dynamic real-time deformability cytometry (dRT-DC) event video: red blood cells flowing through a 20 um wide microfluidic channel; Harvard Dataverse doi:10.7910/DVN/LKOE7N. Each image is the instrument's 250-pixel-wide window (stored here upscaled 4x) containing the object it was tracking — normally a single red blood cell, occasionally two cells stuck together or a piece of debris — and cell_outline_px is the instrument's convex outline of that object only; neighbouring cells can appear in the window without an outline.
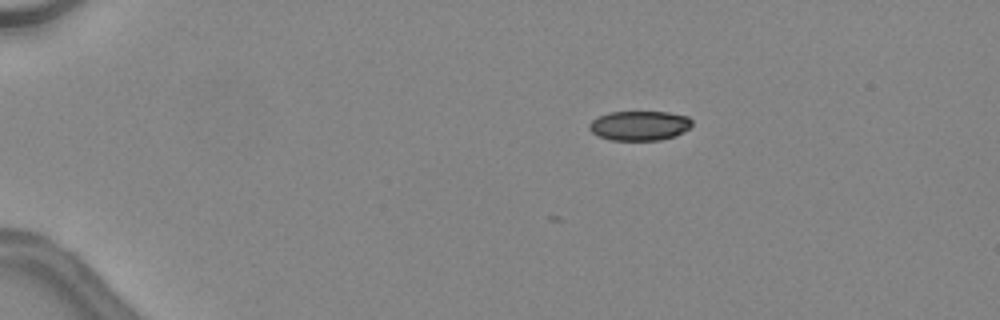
{"species": "common noctule bat (a hibernating species)", "species_latin": "Nyctalus noctula", "temperature_condition": "warm", "stored_images_in_passage": 2, "camera_frame_rate_fps": 3000, "um_per_image_px": 0.085, "animal": {"sex": "female", "body_mass_g": 24.6, "forearm_length_mm": 56.2}, "frame": {"image": 1, "passage_image": 2, "time_ms": 0.333, "image_size_px": [1000, 320], "cell_outline_px": [[692, 124], [688, 128], [676, 136], [660, 140], [612, 140], [596, 136], [588, 128], [588, 124], [592, 120], [608, 112], [668, 112], [688, 116], [692, 120]], "centroid_in_image_um": [54.34, 10.68], "position_along_channel_um": 30.7, "area_um2": 17.8}}